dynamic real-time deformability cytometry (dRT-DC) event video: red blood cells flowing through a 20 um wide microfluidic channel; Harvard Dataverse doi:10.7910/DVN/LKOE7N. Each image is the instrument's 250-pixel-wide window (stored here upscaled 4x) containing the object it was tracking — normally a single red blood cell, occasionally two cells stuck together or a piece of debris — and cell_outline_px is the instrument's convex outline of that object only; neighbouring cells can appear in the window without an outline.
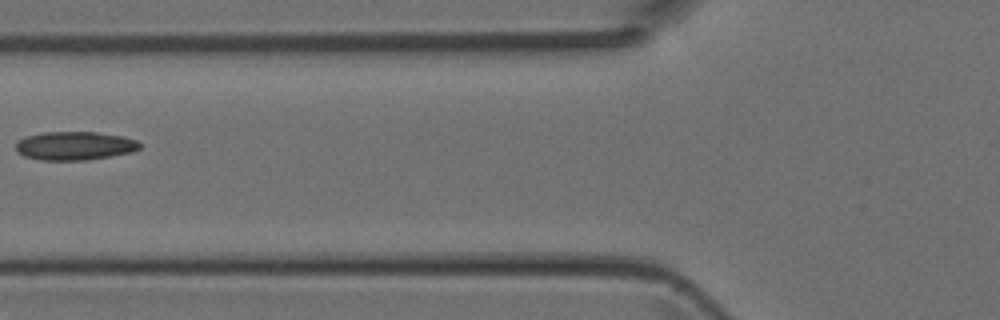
{"species": "Egyptian fruit bat (a non-hibernating species)", "species_latin": "Rousettus aegyptiacus", "temperature_condition": "room temperature", "stored_images_in_passage": 3, "camera_frame_rate_fps": 3000, "um_per_image_px": 0.085, "animal": {"sex": "female"}, "frame": {"image": 1, "passage_image": 3, "time_ms": 0.667, "image_size_px": [1000, 320], "cell_outline_px": [[140, 148], [132, 152], [88, 160], [40, 160], [24, 156], [16, 152], [16, 140], [24, 136], [44, 132], [96, 132], [124, 136], [136, 140], [140, 144]], "centroid_in_image_um": [6.31, 12.39], "position_along_channel_um": 119.5, "area_um2": 20.81}}